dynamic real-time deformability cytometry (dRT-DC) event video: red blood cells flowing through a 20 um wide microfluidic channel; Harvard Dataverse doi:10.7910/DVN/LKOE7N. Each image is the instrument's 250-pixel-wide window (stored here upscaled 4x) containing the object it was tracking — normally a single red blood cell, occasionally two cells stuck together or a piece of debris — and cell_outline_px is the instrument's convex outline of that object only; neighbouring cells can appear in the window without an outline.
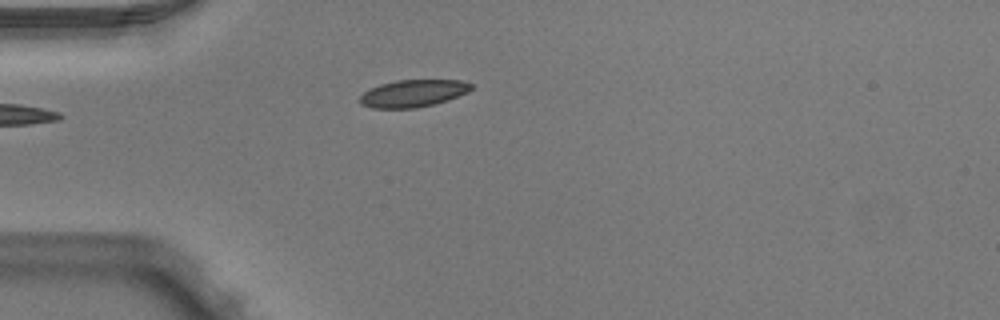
{"species": "Egyptian fruit bat (a non-hibernating species)", "species_latin": "Rousettus aegyptiacus", "temperature_condition": "warm", "stored_images_in_passage": 37, "camera_frame_rate_fps": 3000, "um_per_image_px": 0.085, "animal": {"sex": "male"}, "frame": {"image": 1, "passage_image": 1, "time_ms": 0.0, "image_size_px": [1000, 320], "cell_outline_px": [[472, 88], [468, 92], [448, 100], [416, 108], [372, 108], [360, 104], [360, 96], [364, 92], [380, 84], [396, 80], [460, 80], [472, 84]], "centroid_in_image_um": [35.11, 7.93], "position_along_channel_um": 49.9, "area_um2": 17.57}}
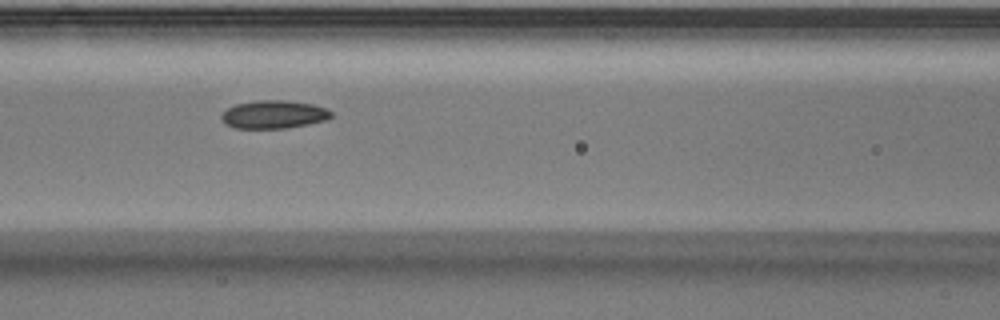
{"frame": {"image": 2, "passage_image": 9, "time_ms": 2.667, "image_size_px": [1000, 320], "cell_outline_px": [[332, 116], [328, 120], [308, 124], [284, 128], [236, 128], [224, 124], [220, 120], [220, 116], [228, 108], [236, 104], [256, 100], [280, 100], [312, 104], [328, 108], [332, 112]], "centroid_in_image_um": [23.27, 9.73], "position_along_channel_um": 143.3, "area_um2": 18.03}}
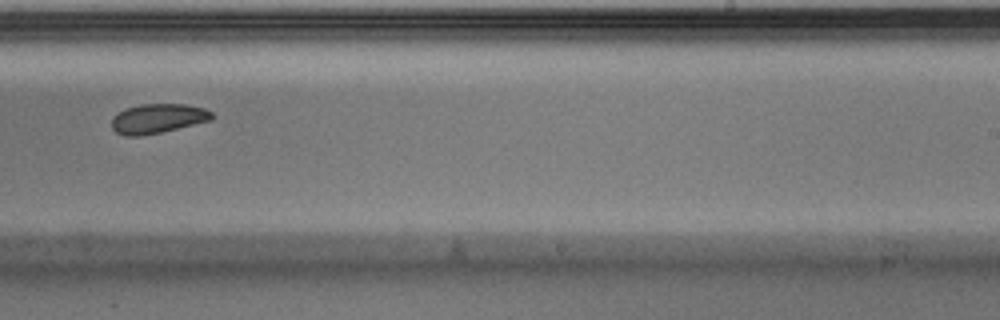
{"frame": {"image": 3, "passage_image": 19, "time_ms": 6.0, "image_size_px": [1000, 320], "cell_outline_px": [[216, 116], [212, 120], [160, 132], [140, 136], [124, 136], [116, 132], [112, 128], [112, 116], [116, 112], [124, 108], [140, 104], [184, 104], [204, 108], [212, 112]], "centroid_in_image_um": [13.39, 10.06], "position_along_channel_um": 275.6, "area_um2": 17.4}, "authors_computed_cell_mechanics": {"area_um2": 17.8602, "velocity_mm_per_s": 3.9782, "shape_relaxation_time_tau1_ms": 2.9001, "shape_relaxation_time_tau2_ms": 6.4438, "deformation_change_tau1": 0.0925, "deformation_change_tau2": 0.1034}}